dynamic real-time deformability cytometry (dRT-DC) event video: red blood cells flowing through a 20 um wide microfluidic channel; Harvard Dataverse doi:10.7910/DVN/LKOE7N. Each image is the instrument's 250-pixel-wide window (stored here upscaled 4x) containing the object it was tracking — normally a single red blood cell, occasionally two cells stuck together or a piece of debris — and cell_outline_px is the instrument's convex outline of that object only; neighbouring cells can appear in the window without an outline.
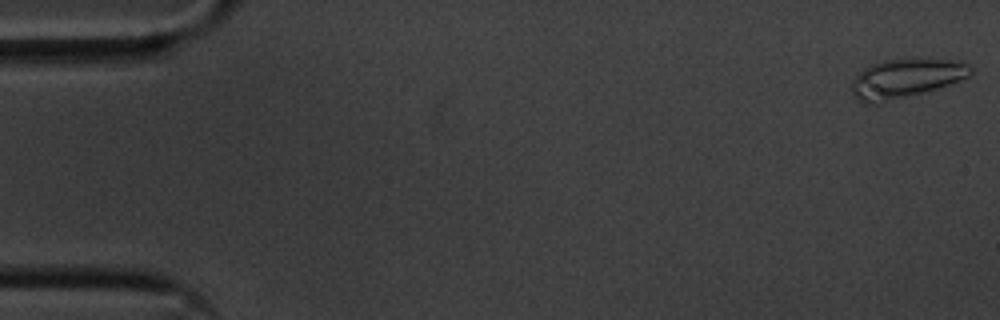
{"species": "common noctule bat (a hibernating species)", "species_latin": "Nyctalus noctula", "temperature_condition": "cold", "stored_images_in_passage": 37, "camera_frame_rate_fps": 3000, "um_per_image_px": 0.085, "animal": {"sex": "male", "body_mass_g": 20.1, "forearm_length_mm": 53.5}, "frame": {"image": 1, "passage_image": 1, "time_ms": 0.0, "image_size_px": [1000, 320], "cell_outline_px": [[972, 72], [968, 76], [948, 84], [936, 88], [876, 104], [864, 104], [852, 92], [852, 80], [864, 68], [872, 64], [884, 60], [948, 60], [968, 64], [972, 68]], "centroid_in_image_um": [76.93, 6.67], "position_along_channel_um": 8.1, "area_um2": 26.07}}
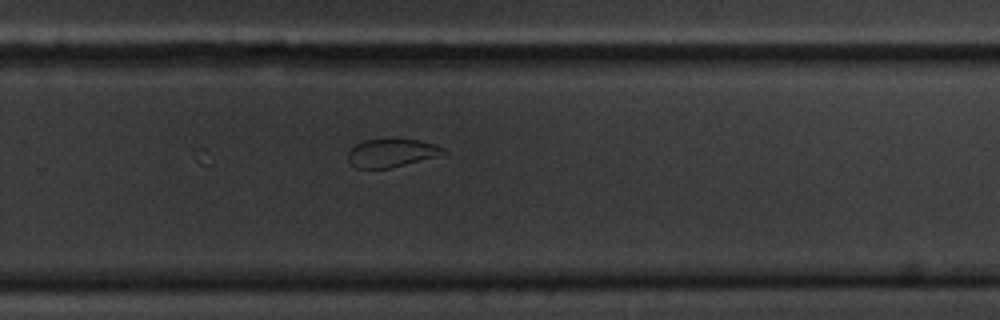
{"frame": {"image": 2, "passage_image": 37, "time_ms": 12.0, "image_size_px": [1000, 320], "cell_outline_px": [[448, 156], [392, 168], [356, 168], [348, 160], [348, 152], [356, 144], [364, 140], [420, 140], [436, 144], [444, 148], [448, 152]], "centroid_in_image_um": [33.43, 13.03], "position_along_channel_um": 296.4, "area_um2": 16.13}}